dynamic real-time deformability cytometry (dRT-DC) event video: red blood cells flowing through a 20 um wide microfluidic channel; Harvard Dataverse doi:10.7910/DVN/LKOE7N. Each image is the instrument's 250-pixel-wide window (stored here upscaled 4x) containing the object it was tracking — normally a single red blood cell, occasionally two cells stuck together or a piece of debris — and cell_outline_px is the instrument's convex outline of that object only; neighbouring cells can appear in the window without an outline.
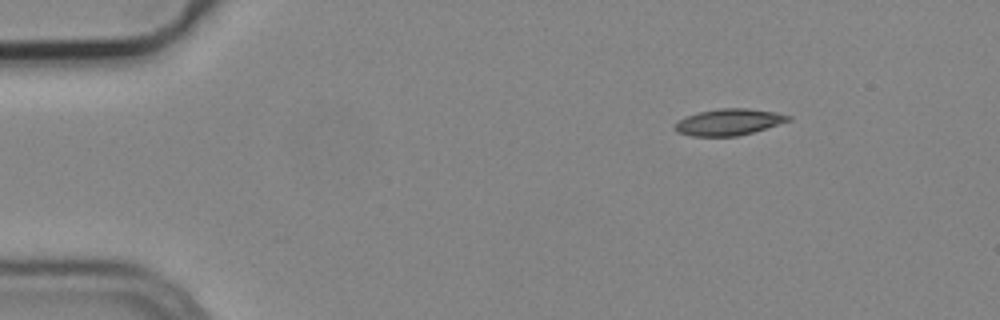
{"species": "common noctule bat (a hibernating species)", "species_latin": "Nyctalus noctula", "temperature_condition": "cold", "stored_images_in_passage": 48, "camera_frame_rate_fps": 3000, "um_per_image_px": 0.085, "animal": {"sex": "male", "body_mass_g": 19.2, "forearm_length_mm": 51.8}, "frame": {"image": 1, "passage_image": 1, "time_ms": 0.0, "image_size_px": [1000, 320], "cell_outline_px": [[792, 120], [752, 132], [736, 136], [692, 136], [676, 132], [672, 128], [684, 116], [700, 112], [720, 108], [748, 108], [772, 112], [792, 116]], "centroid_in_image_um": [61.92, 10.37], "position_along_channel_um": 23.1, "area_um2": 17.34}}
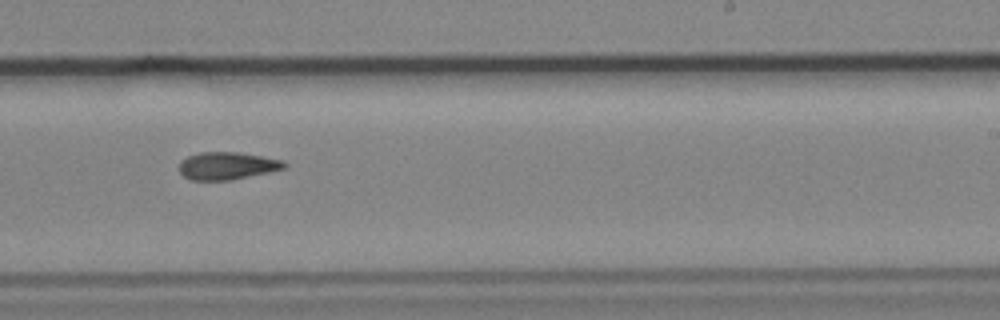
{"frame": {"image": 2, "passage_image": 27, "time_ms": 8.667, "image_size_px": [1000, 320], "cell_outline_px": [[288, 164], [284, 168], [268, 172], [232, 180], [192, 180], [184, 176], [180, 172], [180, 160], [188, 156], [200, 152], [236, 152], [284, 160]], "centroid_in_image_um": [19.3, 14.09], "position_along_channel_um": 269.7, "area_um2": 16.76}}
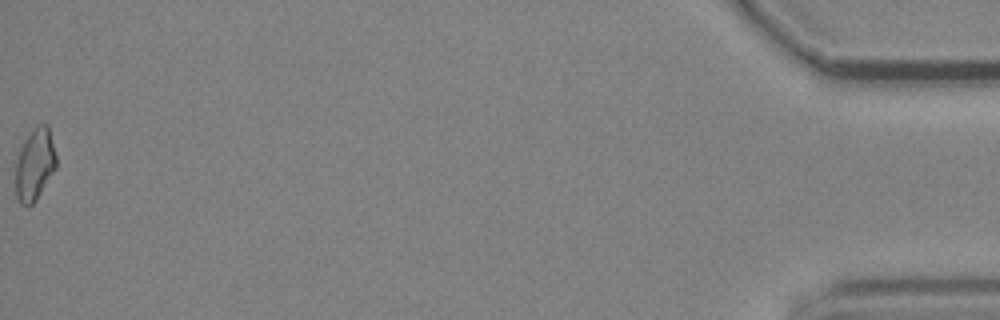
{"frame": {"image": 3, "passage_image": 48, "time_ms": 15.667, "image_size_px": [1000, 320], "cell_outline_px": [[56, 168], [36, 200], [28, 208], [20, 204], [16, 196], [16, 160], [20, 148], [24, 140], [36, 124], [48, 124], [56, 156]], "centroid_in_image_um": [2.95, 13.99], "position_along_channel_um": 432.3, "area_um2": 17.17}}